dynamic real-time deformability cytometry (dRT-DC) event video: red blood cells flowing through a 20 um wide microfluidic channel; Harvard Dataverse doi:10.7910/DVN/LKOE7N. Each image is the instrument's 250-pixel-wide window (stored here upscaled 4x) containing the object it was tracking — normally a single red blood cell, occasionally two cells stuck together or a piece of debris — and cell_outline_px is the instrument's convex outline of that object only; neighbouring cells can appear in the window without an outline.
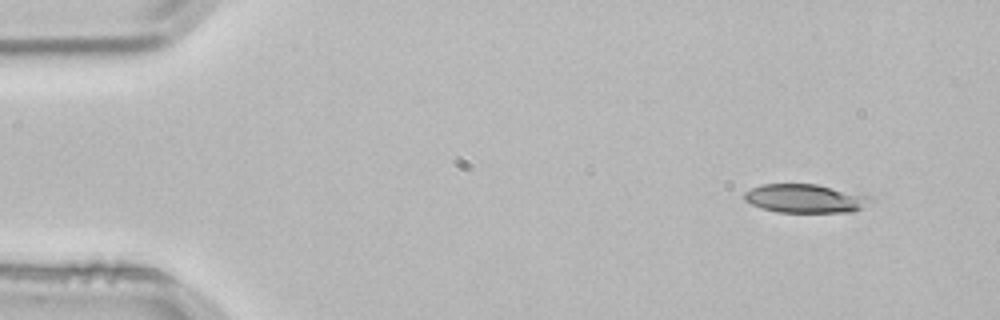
{"species": "common noctule bat (a hibernating species)", "species_latin": "Nyctalus noctula", "temperature_condition": "room temperature", "stored_images_in_passage": 50, "camera_frame_rate_fps": 3000, "um_per_image_px": 0.085, "animal": {"sex": "male", "body_mass_g": 21.5, "forearm_length_mm": 52.0}, "frame": {"image": 1, "passage_image": 1, "time_ms": 0.0, "image_size_px": [1000, 320], "cell_outline_px": [[876, 200], [852, 212], [776, 212], [760, 208], [744, 200], [744, 192], [760, 184], [816, 184], [872, 196]], "centroid_in_image_um": [68.46, 16.87], "position_along_channel_um": 16.5, "area_um2": 21.21}}
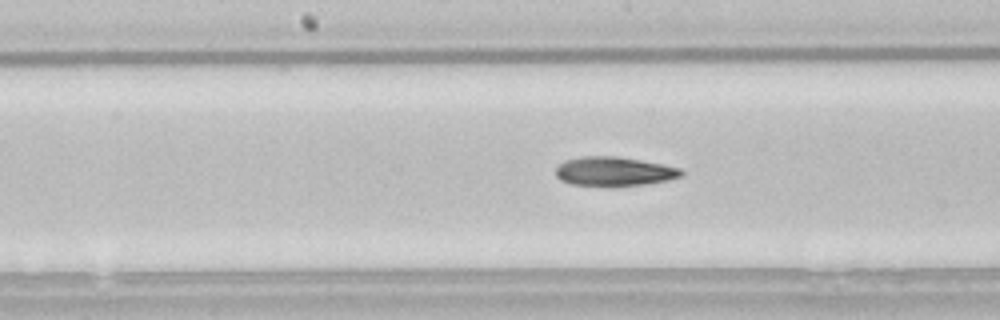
{"frame": {"image": 2, "passage_image": 23, "time_ms": 7.333, "image_size_px": [1000, 320], "cell_outline_px": [[684, 176], [668, 180], [644, 184], [612, 188], [608, 188], [572, 184], [560, 180], [556, 176], [556, 168], [564, 160], [580, 156], [616, 156], [664, 164], [680, 168], [684, 172]], "centroid_in_image_um": [52.2, 14.59], "position_along_channel_um": 196.0, "area_um2": 21.96}}
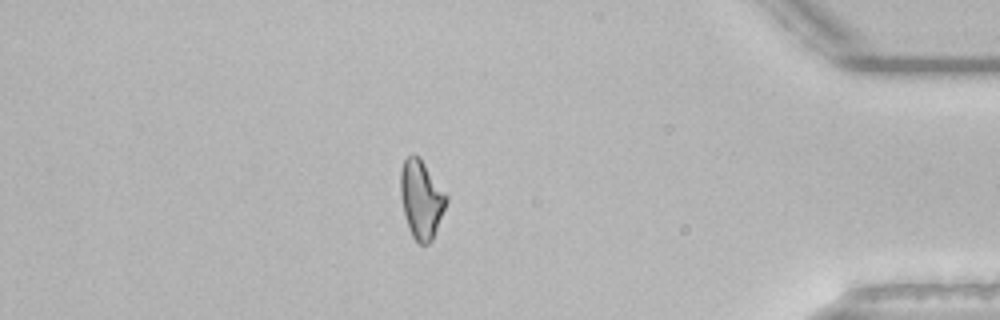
{"frame": {"image": 3, "passage_image": 42, "time_ms": 13.667, "image_size_px": [1000, 320], "cell_outline_px": [[448, 200], [432, 240], [428, 244], [420, 244], [412, 236], [404, 212], [400, 196], [400, 172], [404, 160], [412, 152], [420, 156], [448, 196]], "centroid_in_image_um": [35.81, 16.88], "position_along_channel_um": 399.4, "area_um2": 20.92}, "authors_computed_cell_mechanics": {"area_um2": 21.4149, "velocity_mm_per_s": 3.8269, "shape_relaxation_time_tau1_ms": null, "shape_relaxation_time_tau2_ms": 9.8214, "deformation_change_tau1": null, "deformation_change_tau2": 0.2203}}